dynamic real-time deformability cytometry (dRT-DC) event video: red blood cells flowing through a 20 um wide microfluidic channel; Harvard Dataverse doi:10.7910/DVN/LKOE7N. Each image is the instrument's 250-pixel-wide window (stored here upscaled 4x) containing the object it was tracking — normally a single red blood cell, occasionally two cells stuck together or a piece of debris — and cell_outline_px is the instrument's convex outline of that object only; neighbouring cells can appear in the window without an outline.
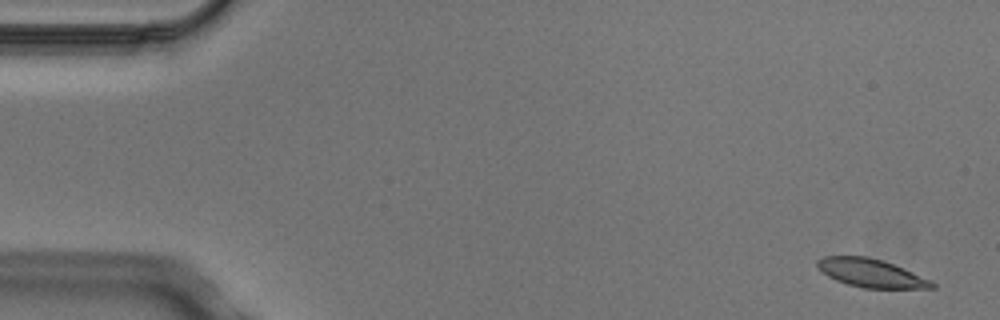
{"species": "Egyptian fruit bat (a non-hibernating species)", "species_latin": "Rousettus aegyptiacus", "temperature_condition": "cold", "stored_images_in_passage": 4, "camera_frame_rate_fps": 3000, "um_per_image_px": 0.085, "animal": {"sex": "male"}, "frame": {"image": 1, "passage_image": 1, "time_ms": 0.0, "image_size_px": [1000, 320], "cell_outline_px": [[936, 288], [864, 288], [848, 284], [836, 280], [828, 276], [816, 264], [816, 260], [824, 256], [868, 256], [892, 264], [932, 280], [936, 284]], "centroid_in_image_um": [74.05, 23.21], "position_along_channel_um": 11.0, "area_um2": 18.67}}